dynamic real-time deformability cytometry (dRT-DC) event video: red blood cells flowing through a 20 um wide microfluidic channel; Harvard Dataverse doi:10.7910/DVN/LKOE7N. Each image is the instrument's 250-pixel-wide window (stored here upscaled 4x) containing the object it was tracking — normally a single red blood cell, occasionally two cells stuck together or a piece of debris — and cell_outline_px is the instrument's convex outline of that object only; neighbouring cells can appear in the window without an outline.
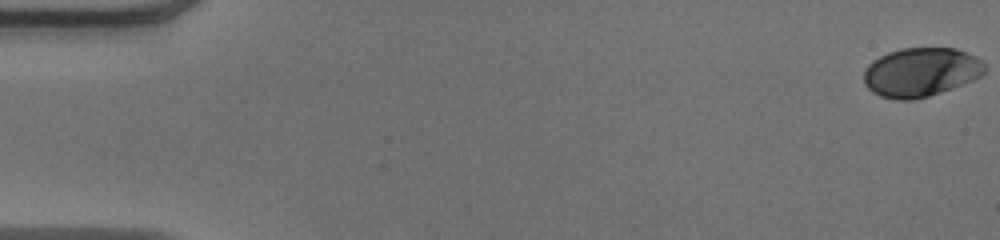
{"species": "human", "species_latin": "Homo sapiens", "temperature_condition": "warm", "stored_images_in_passage": 51, "camera_frame_rate_fps": 3000, "um_per_image_px": 0.085, "donor": {"sex": "male"}, "frame": {"image": 1, "passage_image": 1, "time_ms": 0.0, "image_size_px": [1000, 240], "cell_outline_px": [[984, 72], [980, 76], [972, 80], [940, 92], [928, 96], [912, 100], [896, 100], [880, 96], [872, 92], [864, 84], [864, 68], [872, 60], [888, 52], [900, 48], [956, 48], [976, 56], [984, 64]], "centroid_in_image_um": [78.23, 6.13], "position_along_channel_um": 6.8, "area_um2": 34.51}}
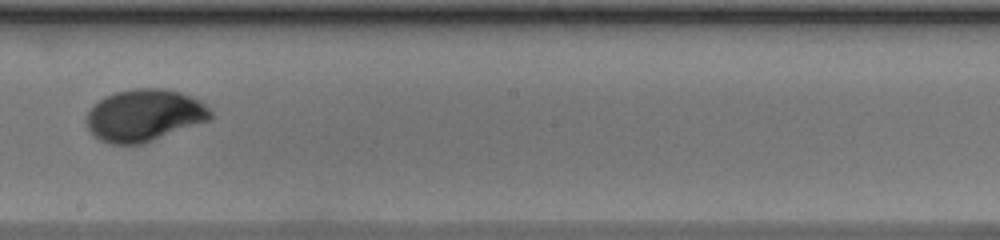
{"frame": {"image": 2, "passage_image": 30, "time_ms": 9.667, "image_size_px": [1000, 240], "cell_outline_px": [[212, 120], [144, 144], [112, 144], [100, 140], [88, 128], [84, 120], [88, 112], [104, 96], [116, 92], [136, 88], [160, 88], [180, 92], [200, 100], [212, 112]], "centroid_in_image_um": [12.3, 9.81], "position_along_channel_um": 235.9, "area_um2": 37.8}}
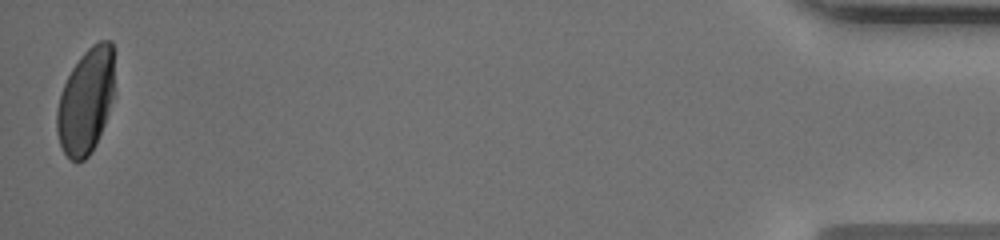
{"frame": {"image": 3, "passage_image": 51, "time_ms": 16.667, "image_size_px": [1000, 240], "cell_outline_px": [[112, 96], [108, 112], [104, 124], [96, 144], [88, 156], [84, 160], [76, 164], [64, 152], [60, 144], [56, 132], [56, 112], [60, 96], [64, 84], [72, 68], [80, 56], [92, 44], [100, 40], [112, 40]], "centroid_in_image_um": [7.26, 8.62], "position_along_channel_um": 427.9, "area_um2": 34.91}, "authors_computed_cell_mechanics": {"area_um2": 36.2984, "velocity_mm_per_s": 4.0522, "shape_relaxation_time_tau1_ms": 3.7509, "shape_relaxation_time_tau2_ms": null, "deformation_change_tau1": 0.1738, "deformation_change_tau2": null}}